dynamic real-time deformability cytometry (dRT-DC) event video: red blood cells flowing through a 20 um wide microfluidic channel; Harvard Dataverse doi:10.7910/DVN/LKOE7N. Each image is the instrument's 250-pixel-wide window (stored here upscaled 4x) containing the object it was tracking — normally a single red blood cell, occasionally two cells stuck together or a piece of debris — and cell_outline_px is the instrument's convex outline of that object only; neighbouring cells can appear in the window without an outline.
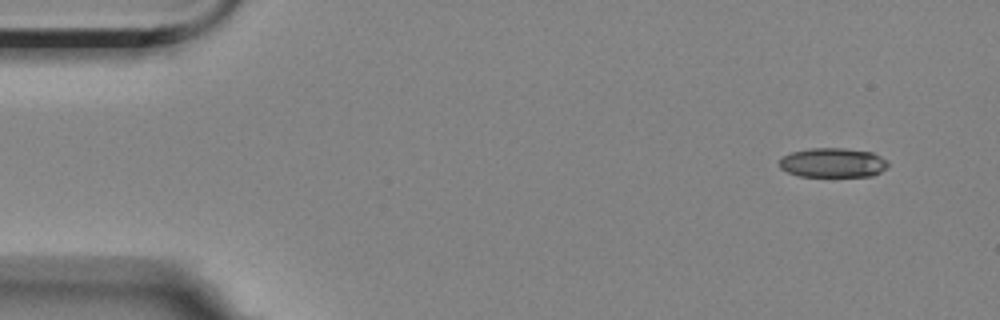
{"species": "Egyptian fruit bat (a non-hibernating species)", "species_latin": "Rousettus aegyptiacus", "temperature_condition": "room temperature", "stored_images_in_passage": 7, "camera_frame_rate_fps": 3000, "um_per_image_px": 0.085, "animal": {"sex": "female"}, "frame": {"image": 1, "passage_image": 1, "time_ms": 0.0, "image_size_px": [1000, 320], "cell_outline_px": [[888, 168], [872, 176], [800, 176], [788, 172], [780, 168], [780, 160], [784, 156], [792, 152], [808, 148], [844, 148], [872, 152], [888, 160]], "centroid_in_image_um": [70.83, 13.83], "position_along_channel_um": 14.2, "area_um2": 18.67}}
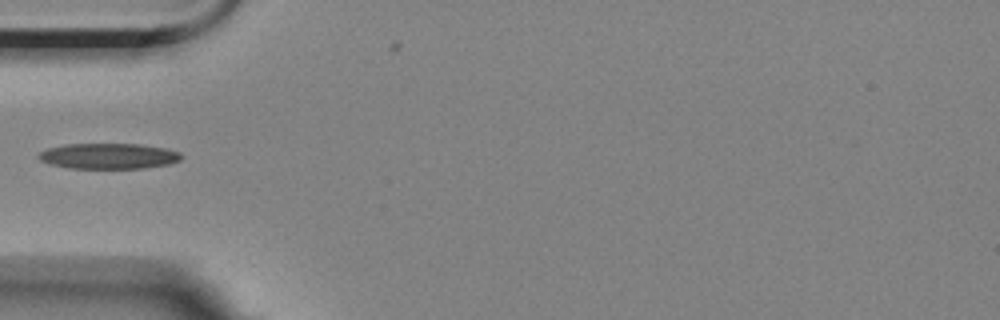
{"frame": {"image": 2, "passage_image": 5, "time_ms": 4.667, "image_size_px": [1000, 320], "cell_outline_px": [[184, 156], [180, 160], [168, 164], [144, 168], [68, 168], [52, 164], [40, 160], [36, 156], [40, 152], [48, 148], [64, 144], [140, 144], [164, 148], [180, 152]], "centroid_in_image_um": [9.24, 13.26], "position_along_channel_um": 75.8, "area_um2": 21.27}}
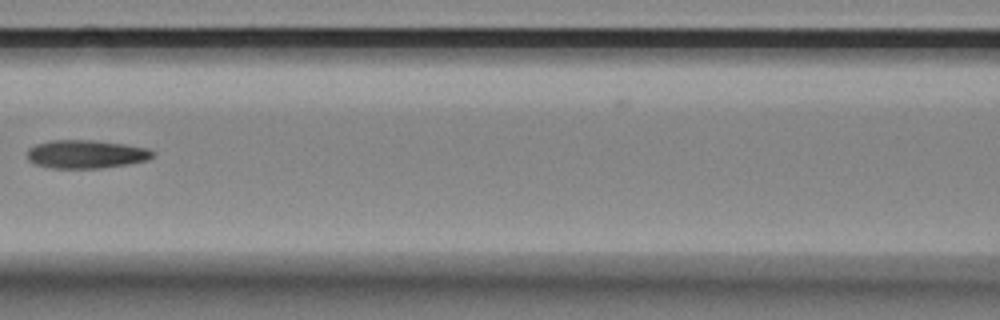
{"frame": {"image": 3, "passage_image": 7, "time_ms": 7.0, "image_size_px": [1000, 320], "cell_outline_px": [[156, 152], [148, 160], [128, 164], [100, 168], [52, 168], [36, 164], [28, 160], [28, 148], [36, 144], [48, 140], [96, 140], [124, 144], [148, 148]], "centroid_in_image_um": [7.32, 13.09], "position_along_channel_um": 159.3, "area_um2": 20.81}}